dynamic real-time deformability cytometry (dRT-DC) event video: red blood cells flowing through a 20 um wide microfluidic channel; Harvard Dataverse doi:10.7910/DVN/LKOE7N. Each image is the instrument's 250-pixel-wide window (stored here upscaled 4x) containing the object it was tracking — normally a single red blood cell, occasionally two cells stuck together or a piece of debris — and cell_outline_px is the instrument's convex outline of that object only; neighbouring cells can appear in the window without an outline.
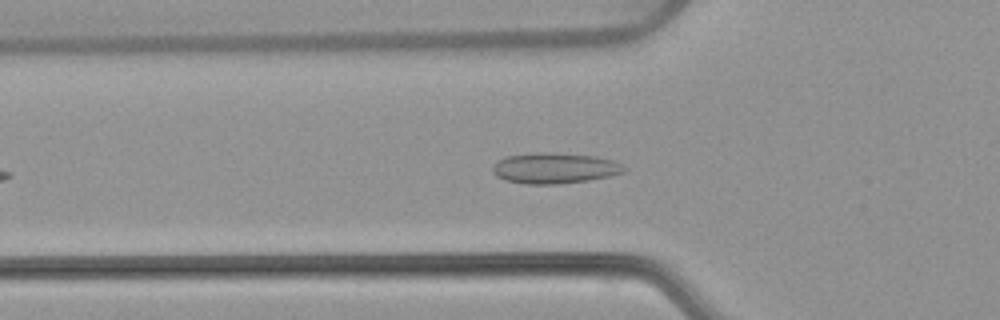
{"species": "common noctule bat (a hibernating species)", "species_latin": "Nyctalus noctula", "temperature_condition": "warm", "stored_images_in_passage": 39, "camera_frame_rate_fps": 3000, "um_per_image_px": 0.085, "animal": {"sex": "female", "body_mass_g": 22.7, "forearm_length_mm": 54.2}, "frame": {"image": 1, "passage_image": 10, "time_ms": 3.0, "image_size_px": [1000, 320], "cell_outline_px": [[628, 168], [624, 172], [608, 176], [588, 180], [556, 184], [524, 184], [504, 180], [496, 176], [492, 172], [492, 168], [500, 160], [508, 156], [536, 152], [544, 152], [596, 156], [612, 160]], "centroid_in_image_um": [47.13, 14.3], "position_along_channel_um": 78.7, "area_um2": 23.35}}
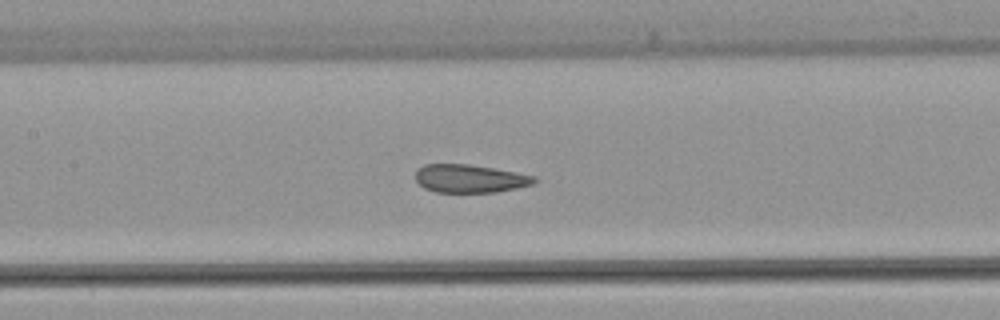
{"frame": {"image": 2, "passage_image": 17, "time_ms": 5.333, "image_size_px": [1000, 320], "cell_outline_px": [[540, 180], [532, 184], [516, 188], [496, 192], [436, 192], [424, 188], [416, 180], [416, 168], [424, 164], [468, 164], [516, 172], [536, 176]], "centroid_in_image_um": [39.94, 15.17], "position_along_channel_um": 167.5, "area_um2": 19.54}}
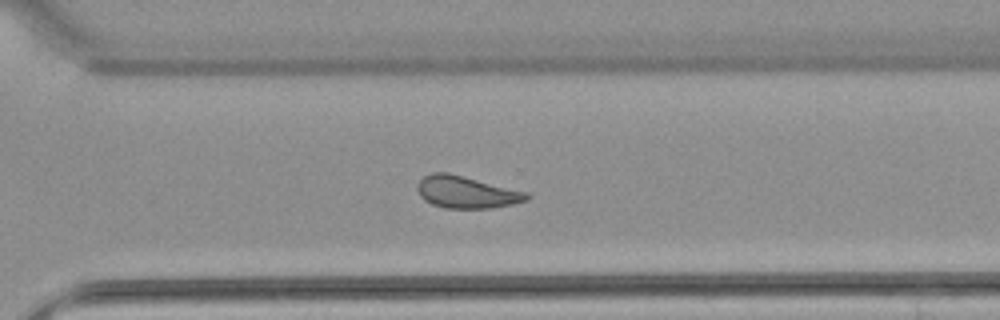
{"frame": {"image": 3, "passage_image": 30, "time_ms": 9.667, "image_size_px": [1000, 320], "cell_outline_px": [[532, 196], [528, 200], [512, 204], [492, 208], [444, 208], [432, 204], [424, 200], [420, 196], [416, 188], [416, 184], [424, 176], [432, 172], [448, 172], [528, 192]], "centroid_in_image_um": [39.64, 16.33], "position_along_channel_um": 331.0, "area_um2": 20.63}, "authors_computed_cell_mechanics": {"area_um2": 20.6346, "velocity_mm_per_s": 3.787, "shape_relaxation_time_tau1_ms": 9.2932, "shape_relaxation_time_tau2_ms": 1.4704, "deformation_change_tau1": 0.1385, "deformation_change_tau2": 0.0723}}